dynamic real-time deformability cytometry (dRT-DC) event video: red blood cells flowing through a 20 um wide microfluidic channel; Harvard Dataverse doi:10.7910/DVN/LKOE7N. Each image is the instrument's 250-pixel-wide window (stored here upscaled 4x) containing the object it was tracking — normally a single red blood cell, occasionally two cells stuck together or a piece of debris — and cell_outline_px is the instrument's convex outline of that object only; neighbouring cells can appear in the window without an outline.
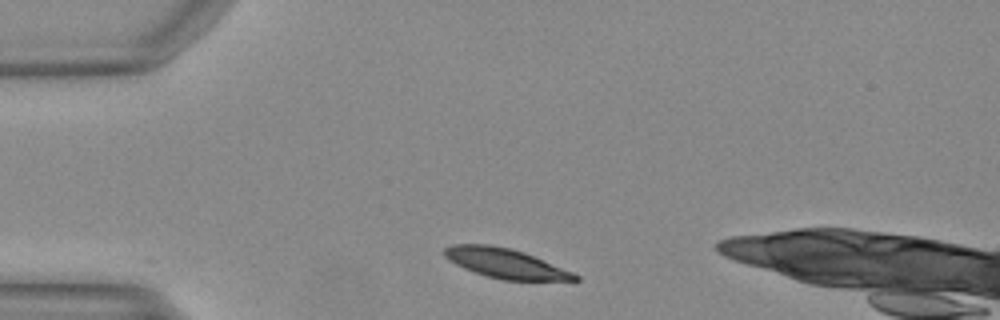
{"species": "Egyptian fruit bat (a non-hibernating species)", "species_latin": "Rousettus aegyptiacus", "temperature_condition": "warm", "stored_images_in_passage": 32, "camera_frame_rate_fps": 3000, "um_per_image_px": 0.085, "animal": {"sex": "female"}, "frame": {"image": 1, "passage_image": 1, "time_ms": 0.0, "image_size_px": [1000, 320], "cell_outline_px": [[580, 280], [504, 280], [484, 276], [464, 268], [448, 260], [444, 256], [444, 248], [452, 244], [488, 244], [512, 248], [524, 252], [572, 272], [580, 276]], "centroid_in_image_um": [42.92, 22.38], "position_along_channel_um": 42.1, "area_um2": 22.48}}
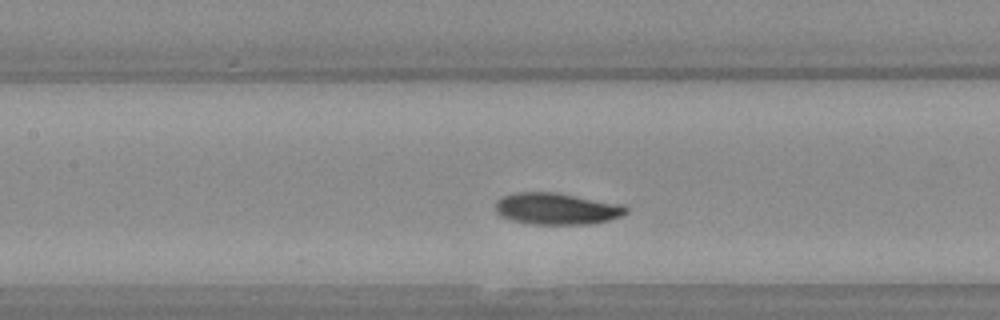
{"frame": {"image": 2, "passage_image": 12, "time_ms": 3.667, "image_size_px": [1000, 320], "cell_outline_px": [[628, 212], [624, 216], [592, 224], [524, 224], [500, 216], [496, 212], [496, 204], [504, 196], [516, 192], [552, 192], [624, 204], [628, 208]], "centroid_in_image_um": [47.36, 17.75], "position_along_channel_um": 160.0, "area_um2": 24.16}}
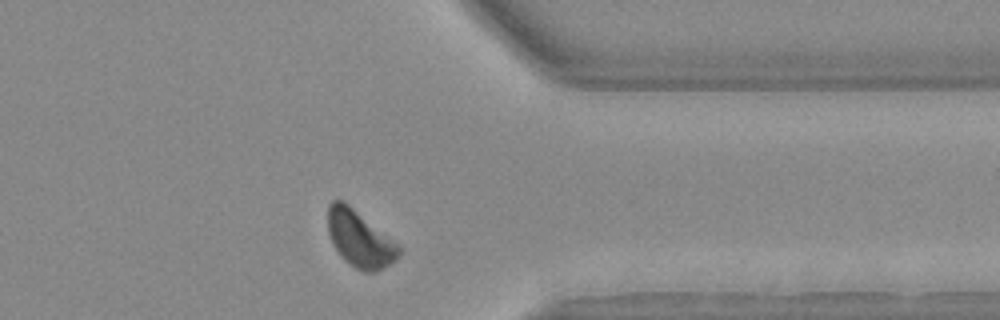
{"frame": {"image": 3, "passage_image": 29, "time_ms": 9.333, "image_size_px": [1000, 320], "cell_outline_px": [[400, 256], [396, 260], [384, 268], [376, 272], [364, 272], [348, 264], [340, 256], [332, 244], [328, 232], [328, 204], [332, 200], [344, 200], [396, 244], [400, 248]], "centroid_in_image_um": [30.54, 20.32], "position_along_channel_um": 380.9, "area_um2": 23.18}}